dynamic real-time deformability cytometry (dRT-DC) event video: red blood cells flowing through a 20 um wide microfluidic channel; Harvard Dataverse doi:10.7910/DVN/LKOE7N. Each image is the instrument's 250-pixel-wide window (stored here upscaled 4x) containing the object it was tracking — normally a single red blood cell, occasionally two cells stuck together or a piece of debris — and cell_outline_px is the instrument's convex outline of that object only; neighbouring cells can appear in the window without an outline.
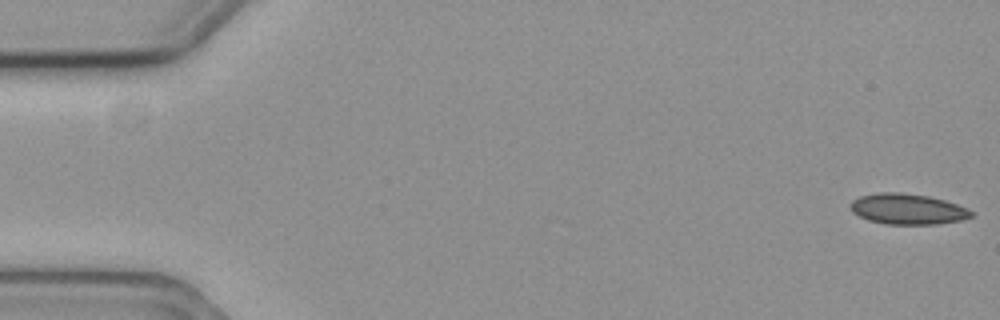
{"species": "common noctule bat (a hibernating species)", "species_latin": "Nyctalus noctula", "temperature_condition": "cold", "stored_images_in_passage": 10, "camera_frame_rate_fps": 3000, "um_per_image_px": 0.085, "animal": {"sex": "female", "body_mass_g": 19.3, "forearm_length_mm": 54.1}, "frame": {"image": 1, "passage_image": 1, "time_ms": 0.0, "image_size_px": [1000, 320], "cell_outline_px": [[972, 216], [960, 220], [936, 224], [884, 224], [868, 220], [852, 212], [852, 200], [860, 196], [880, 192], [900, 192], [928, 196], [944, 200], [968, 208], [972, 212]], "centroid_in_image_um": [77.14, 17.77], "position_along_channel_um": 7.9, "area_um2": 21.39}}